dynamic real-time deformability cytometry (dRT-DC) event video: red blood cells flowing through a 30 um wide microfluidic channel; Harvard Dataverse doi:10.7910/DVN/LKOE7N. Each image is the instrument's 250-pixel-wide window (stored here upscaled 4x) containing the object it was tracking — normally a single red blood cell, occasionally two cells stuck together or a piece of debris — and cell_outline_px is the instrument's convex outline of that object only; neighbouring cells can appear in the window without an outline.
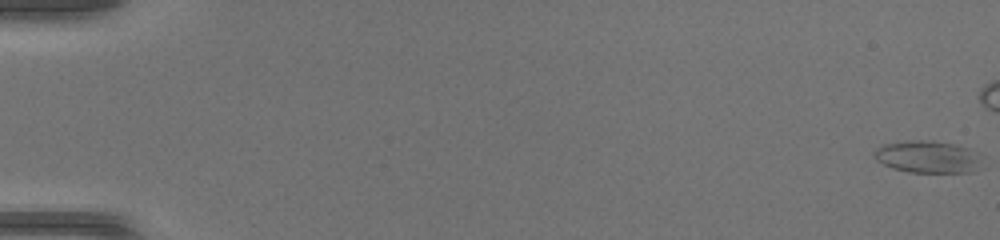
{"species": "common noctule bat (a hibernating species)", "species_latin": "Nyctalus noctula", "temperature_condition": "warm", "stored_images_in_passage": 50, "camera_frame_rate_fps": 3000, "um_per_image_px": 0.085, "animal": {"sex": "female", "body_mass_g": 17.0, "forearm_length_mm": 48.0}, "frame": {"image": 1, "passage_image": 1, "time_ms": 0.0, "image_size_px": [1000, 240], "cell_outline_px": [[976, 160], [972, 172], [908, 172], [892, 168], [876, 160], [872, 152], [876, 148], [884, 144], [908, 140], [932, 140], [952, 144], [968, 148], [976, 152]], "centroid_in_image_um": [78.71, 13.31], "position_along_channel_um": 6.3, "area_um2": 19.71}}
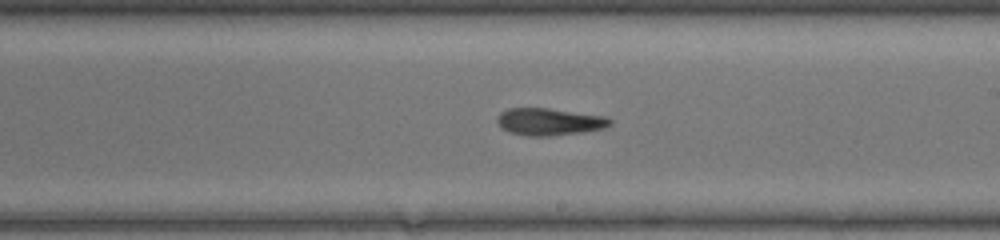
{"frame": {"image": 2, "passage_image": 30, "time_ms": 9.667, "image_size_px": [1000, 240], "cell_outline_px": [[612, 124], [604, 128], [584, 132], [548, 136], [528, 136], [512, 132], [500, 128], [496, 120], [500, 112], [508, 108], [548, 108], [608, 116], [612, 120]], "centroid_in_image_um": [46.72, 10.34], "position_along_channel_um": 242.3, "area_um2": 18.03}}
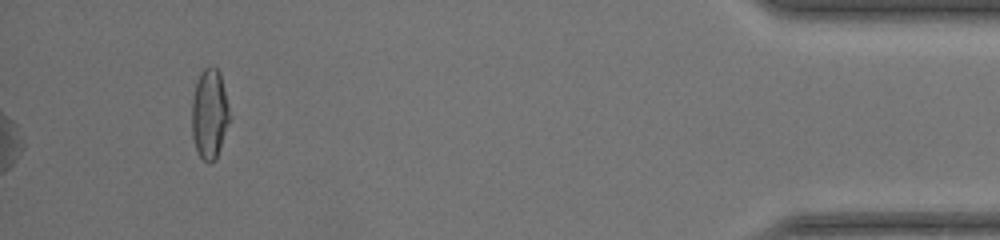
{"frame": {"image": 3, "passage_image": 50, "time_ms": 16.333, "image_size_px": [1000, 240], "cell_outline_px": [[232, 120], [216, 160], [208, 164], [200, 156], [196, 148], [192, 136], [192, 100], [196, 84], [200, 72], [204, 68], [216, 68], [220, 72], [232, 116]], "centroid_in_image_um": [17.86, 9.73], "position_along_channel_um": 417.3, "area_um2": 20.29}}